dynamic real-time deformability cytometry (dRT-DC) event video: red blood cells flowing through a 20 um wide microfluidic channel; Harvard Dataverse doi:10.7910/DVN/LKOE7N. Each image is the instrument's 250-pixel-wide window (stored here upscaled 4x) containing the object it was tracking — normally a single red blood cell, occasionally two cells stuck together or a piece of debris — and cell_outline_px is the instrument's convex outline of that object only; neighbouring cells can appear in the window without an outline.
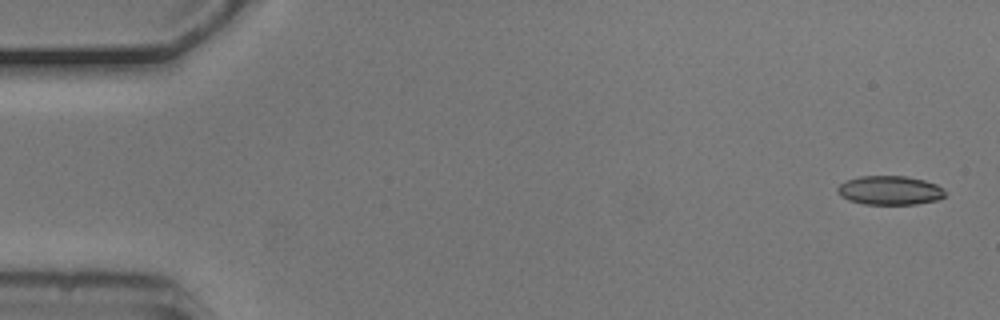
{"species": "common noctule bat (a hibernating species)", "species_latin": "Nyctalus noctula", "temperature_condition": "cold", "stored_images_in_passage": 7, "camera_frame_rate_fps": 3000, "um_per_image_px": 0.085, "animal": {"sex": "male", "body_mass_g": 20.5, "forearm_length_mm": 52.5}, "frame": {"image": 1, "passage_image": 1, "time_ms": 0.0, "image_size_px": [1000, 320], "cell_outline_px": [[948, 192], [940, 200], [916, 204], [864, 204], [848, 200], [840, 196], [836, 192], [836, 188], [840, 184], [848, 180], [860, 176], [904, 176], [924, 180], [936, 184], [944, 188]], "centroid_in_image_um": [75.66, 16.19], "position_along_channel_um": 9.3, "area_um2": 18.38}}
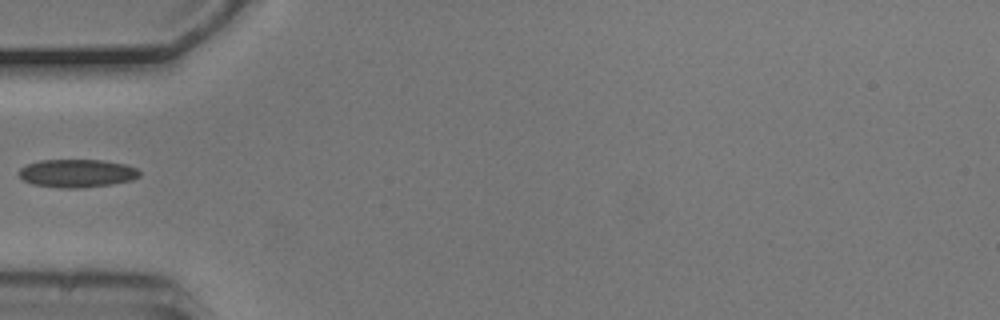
{"frame": {"image": 2, "passage_image": 5, "time_ms": 1.333, "image_size_px": [1000, 320], "cell_outline_px": [[140, 176], [132, 180], [112, 184], [80, 188], [60, 188], [32, 184], [24, 180], [16, 172], [20, 168], [28, 164], [40, 160], [104, 160], [124, 164], [136, 168], [140, 172]], "centroid_in_image_um": [6.53, 14.73], "position_along_channel_um": 78.5, "area_um2": 19.83}}
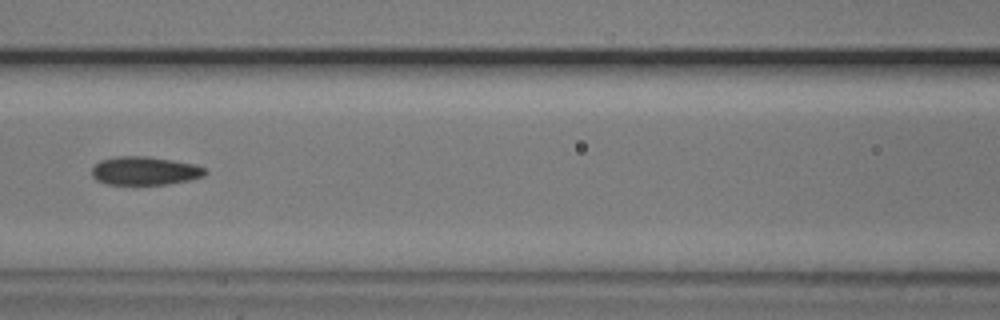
{"frame": {"image": 3, "passage_image": 7, "time_ms": 2.0, "image_size_px": [1000, 320], "cell_outline_px": [[208, 172], [204, 176], [188, 180], [168, 184], [108, 184], [96, 180], [92, 176], [92, 168], [100, 160], [116, 156], [148, 156], [196, 164], [204, 168]], "centroid_in_image_um": [12.31, 14.51], "position_along_channel_um": 154.3, "area_um2": 18.79}}